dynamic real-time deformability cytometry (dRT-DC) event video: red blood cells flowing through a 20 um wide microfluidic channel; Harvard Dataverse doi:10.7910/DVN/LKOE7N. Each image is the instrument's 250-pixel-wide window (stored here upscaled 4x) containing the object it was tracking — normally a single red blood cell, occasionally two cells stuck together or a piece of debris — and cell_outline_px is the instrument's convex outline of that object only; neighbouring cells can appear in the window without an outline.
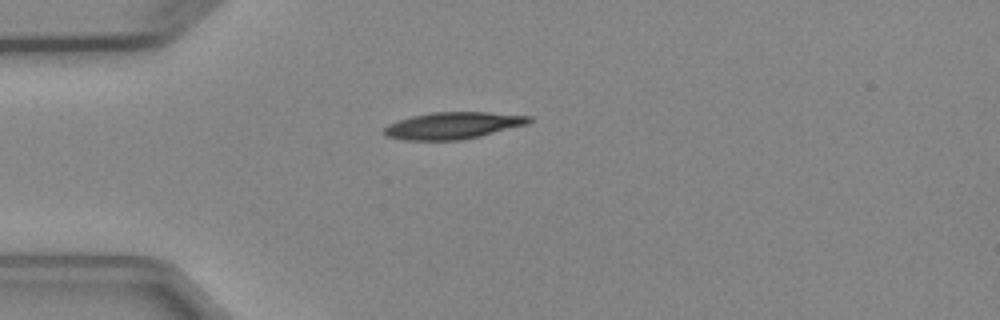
{"species": "Egyptian fruit bat (a non-hibernating species)", "species_latin": "Rousettus aegyptiacus", "temperature_condition": "cold", "stored_images_in_passage": 1, "camera_frame_rate_fps": 3000, "um_per_image_px": 0.085, "animal": {"sex": "female"}, "frame": {"image": 1, "passage_image": 1, "time_ms": 0.0, "image_size_px": [1000, 320], "cell_outline_px": [[532, 120], [528, 124], [480, 136], [460, 140], [404, 140], [384, 136], [380, 132], [388, 124], [412, 116], [432, 112], [488, 112], [532, 116]], "centroid_in_image_um": [38.48, 10.67], "position_along_channel_um": 46.5, "area_um2": 22.77}}